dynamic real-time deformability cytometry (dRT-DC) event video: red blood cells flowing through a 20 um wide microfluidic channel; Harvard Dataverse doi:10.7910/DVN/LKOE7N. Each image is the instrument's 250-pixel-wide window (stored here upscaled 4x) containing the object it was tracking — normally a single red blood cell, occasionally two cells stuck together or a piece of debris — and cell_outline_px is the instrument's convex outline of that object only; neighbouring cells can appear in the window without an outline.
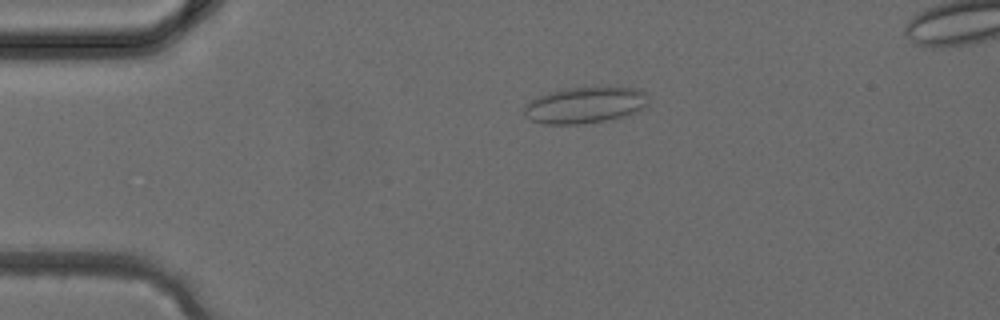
{"species": "common noctule bat (a hibernating species)", "species_latin": "Nyctalus noctula", "temperature_condition": "cold", "stored_images_in_passage": 35, "camera_frame_rate_fps": 3000, "um_per_image_px": 0.085, "animal": {"sex": "female", "body_mass_g": 24.6, "forearm_length_mm": 56.2}, "frame": {"image": 1, "passage_image": 5, "time_ms": 1.333, "image_size_px": [1000, 320], "cell_outline_px": [[648, 104], [644, 108], [636, 112], [624, 116], [584, 124], [544, 124], [532, 120], [524, 116], [524, 108], [532, 100], [540, 96], [552, 92], [568, 88], [636, 88], [644, 92], [648, 96]], "centroid_in_image_um": [49.75, 8.95], "position_along_channel_um": 35.3, "area_um2": 25.84}}
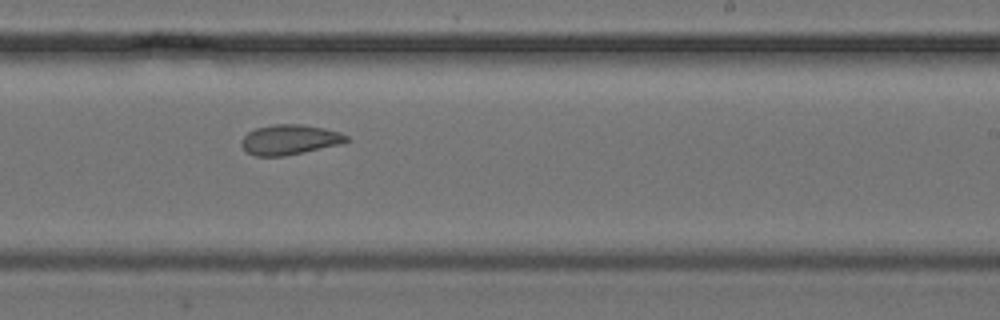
{"frame": {"image": 2, "passage_image": 20, "time_ms": 6.333, "image_size_px": [1000, 320], "cell_outline_px": [[348, 140], [340, 144], [304, 152], [284, 156], [256, 156], [248, 152], [240, 144], [240, 140], [248, 132], [256, 128], [276, 124], [304, 124], [324, 128], [340, 132], [348, 136]], "centroid_in_image_um": [24.61, 11.86], "position_along_channel_um": 264.4, "area_um2": 18.32}}
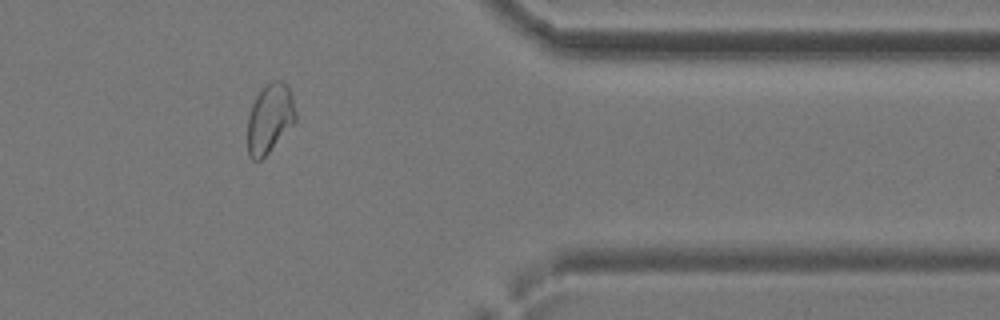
{"frame": {"image": 3, "passage_image": 28, "time_ms": 9.0, "image_size_px": [1000, 320], "cell_outline_px": [[296, 120], [268, 152], [260, 160], [252, 160], [248, 156], [248, 116], [252, 104], [256, 96], [264, 84], [272, 80], [280, 80], [288, 88], [292, 96], [296, 112]], "centroid_in_image_um": [22.91, 10.04], "position_along_channel_um": 388.5, "area_um2": 19.19}}